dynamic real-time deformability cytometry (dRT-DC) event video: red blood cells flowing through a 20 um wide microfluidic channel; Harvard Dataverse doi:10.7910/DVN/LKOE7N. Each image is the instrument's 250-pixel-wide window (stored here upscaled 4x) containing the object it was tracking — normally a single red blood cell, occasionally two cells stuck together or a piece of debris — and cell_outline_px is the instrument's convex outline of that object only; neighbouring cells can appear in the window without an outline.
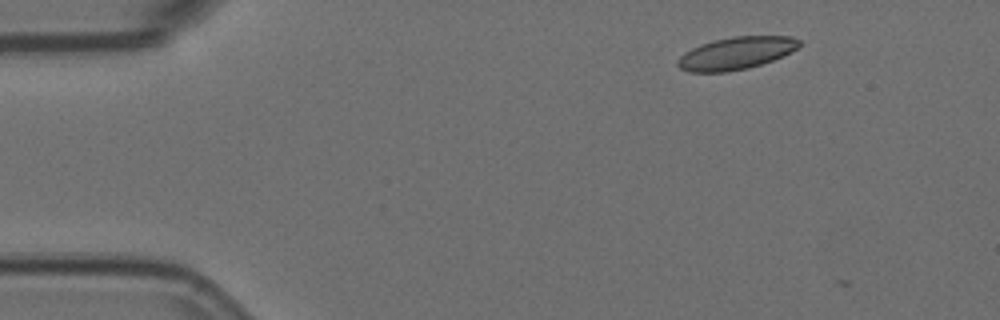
{"species": "Egyptian fruit bat (a non-hibernating species)", "species_latin": "Rousettus aegyptiacus", "temperature_condition": "room temperature", "stored_images_in_passage": 3, "camera_frame_rate_fps": 3000, "um_per_image_px": 0.085, "animal": {"sex": "female"}, "frame": {"image": 1, "passage_image": 2, "time_ms": 0.333, "image_size_px": [1000, 320], "cell_outline_px": [[800, 44], [796, 48], [772, 60], [748, 68], [724, 72], [688, 72], [680, 68], [676, 64], [676, 60], [684, 52], [700, 44], [732, 36], [792, 36], [800, 40]], "centroid_in_image_um": [62.51, 4.52], "position_along_channel_um": 22.5, "area_um2": 22.77}}